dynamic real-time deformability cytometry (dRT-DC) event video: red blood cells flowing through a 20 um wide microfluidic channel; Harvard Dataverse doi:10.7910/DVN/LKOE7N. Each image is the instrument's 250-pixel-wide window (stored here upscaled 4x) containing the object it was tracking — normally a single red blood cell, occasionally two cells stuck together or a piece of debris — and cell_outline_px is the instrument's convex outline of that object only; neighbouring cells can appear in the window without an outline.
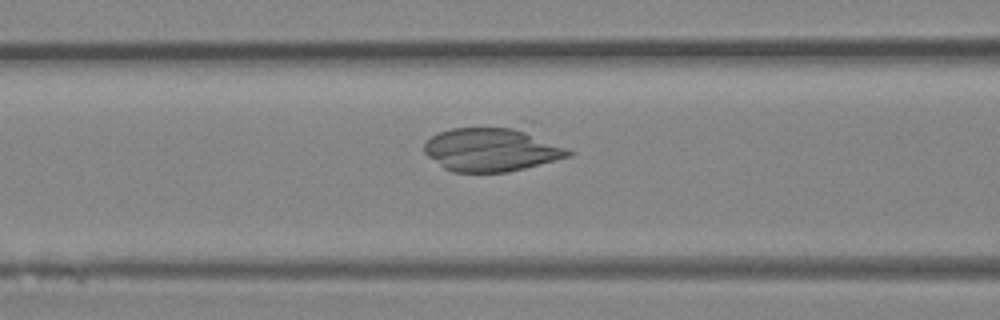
{"species": "Egyptian fruit bat (a non-hibernating species)", "species_latin": "Rousettus aegyptiacus", "temperature_condition": "room temperature", "stored_images_in_passage": 42, "camera_frame_rate_fps": 3000, "um_per_image_px": 0.085, "animal": {"sex": "female"}, "frame": {"image": 1, "passage_image": 17, "time_ms": 5.333, "image_size_px": [1000, 320], "cell_outline_px": [[572, 156], [508, 172], [452, 172], [444, 168], [428, 156], [424, 152], [424, 144], [432, 136], [440, 132], [452, 128], [524, 128], [572, 152]], "centroid_in_image_um": [41.77, 12.73], "position_along_channel_um": 124.8, "area_um2": 36.18}}
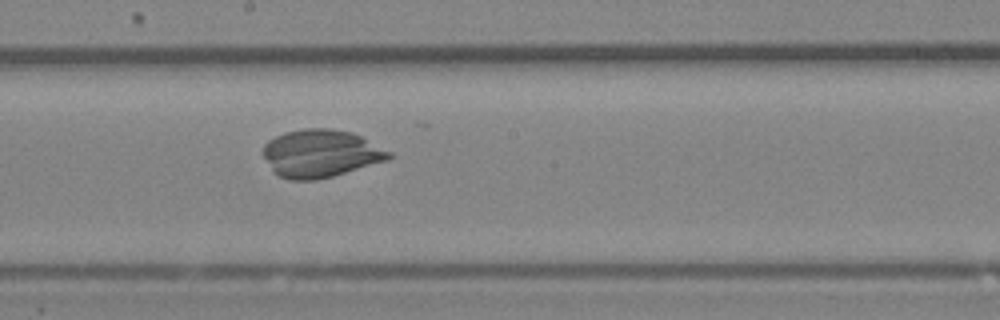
{"frame": {"image": 2, "passage_image": 23, "time_ms": 7.333, "image_size_px": [1000, 320], "cell_outline_px": [[392, 156], [388, 160], [332, 176], [316, 180], [288, 180], [276, 176], [272, 172], [264, 156], [264, 144], [268, 140], [284, 132], [304, 128], [332, 128], [352, 132], [392, 152]], "centroid_in_image_um": [27.23, 13.05], "position_along_channel_um": 221.0, "area_um2": 35.14}}
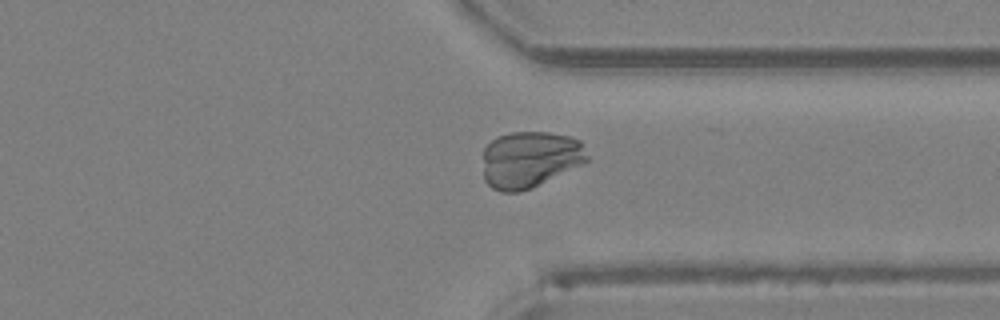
{"frame": {"image": 3, "passage_image": 32, "time_ms": 10.333, "image_size_px": [1000, 320], "cell_outline_px": [[588, 160], [532, 188], [520, 192], [500, 192], [492, 188], [484, 180], [484, 148], [496, 136], [512, 132], [548, 132], [572, 136], [580, 140], [588, 156]], "centroid_in_image_um": [45.02, 13.54], "position_along_channel_um": 366.4, "area_um2": 34.33}}